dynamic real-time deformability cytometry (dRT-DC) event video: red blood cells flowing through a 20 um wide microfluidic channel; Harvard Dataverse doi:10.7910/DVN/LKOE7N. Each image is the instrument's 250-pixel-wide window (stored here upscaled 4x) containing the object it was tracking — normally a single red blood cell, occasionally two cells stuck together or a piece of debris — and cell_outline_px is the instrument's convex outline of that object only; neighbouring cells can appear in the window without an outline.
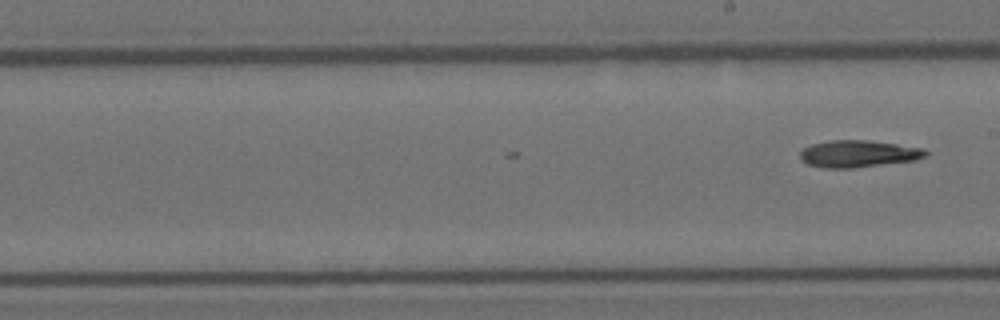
{"species": "Egyptian fruit bat (a non-hibernating species)", "species_latin": "Rousettus aegyptiacus", "temperature_condition": "room temperature", "stored_images_in_passage": 9, "camera_frame_rate_fps": 3000, "um_per_image_px": 0.085, "animal": {"sex": "female"}, "frame": {"image": 1, "passage_image": 9, "time_ms": 2.667, "image_size_px": [1000, 320], "cell_outline_px": [[928, 156], [916, 160], [852, 168], [824, 168], [808, 164], [800, 160], [800, 152], [804, 148], [812, 144], [832, 140], [868, 140], [924, 148], [928, 152]], "centroid_in_image_um": [72.97, 13.07], "position_along_channel_um": 216.0, "area_um2": 19.77}}